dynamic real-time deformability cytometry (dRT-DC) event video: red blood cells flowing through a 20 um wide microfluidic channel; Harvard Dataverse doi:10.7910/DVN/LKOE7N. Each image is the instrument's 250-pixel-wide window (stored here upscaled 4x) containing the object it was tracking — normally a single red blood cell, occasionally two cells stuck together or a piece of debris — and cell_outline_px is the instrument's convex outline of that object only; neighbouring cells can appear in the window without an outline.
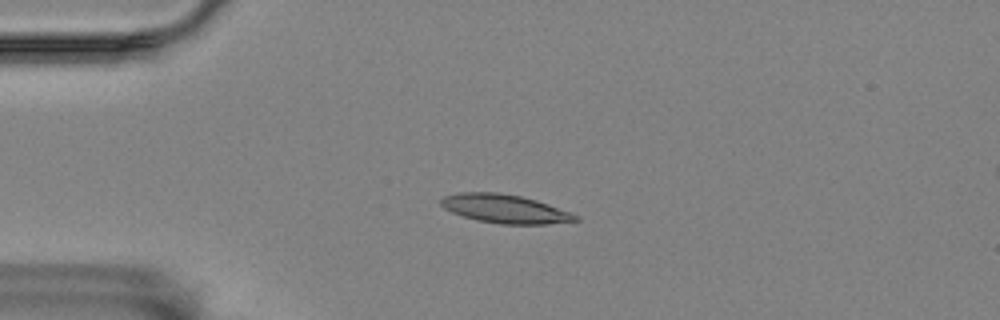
{"species": "Egyptian fruit bat (a non-hibernating species)", "species_latin": "Rousettus aegyptiacus", "temperature_condition": "room temperature", "stored_images_in_passage": 4, "camera_frame_rate_fps": 3000, "um_per_image_px": 0.085, "animal": {"sex": "female"}, "frame": {"image": 1, "passage_image": 2, "time_ms": 1.333, "image_size_px": [1000, 320], "cell_outline_px": [[580, 220], [548, 224], [500, 224], [476, 220], [452, 212], [444, 208], [440, 204], [440, 200], [444, 196], [456, 192], [496, 192], [520, 196], [536, 200], [548, 204], [580, 216]], "centroid_in_image_um": [42.9, 17.74], "position_along_channel_um": 42.1, "area_um2": 22.43}}